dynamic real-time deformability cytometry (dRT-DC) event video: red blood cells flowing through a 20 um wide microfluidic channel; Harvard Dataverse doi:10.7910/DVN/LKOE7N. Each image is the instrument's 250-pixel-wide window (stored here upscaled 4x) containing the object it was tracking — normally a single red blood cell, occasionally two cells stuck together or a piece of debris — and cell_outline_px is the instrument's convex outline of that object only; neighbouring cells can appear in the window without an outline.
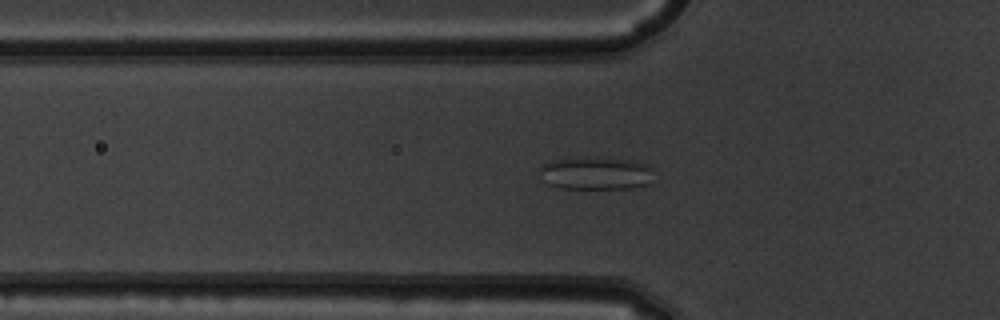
{"species": "common noctule bat (a hibernating species)", "species_latin": "Nyctalus noctula", "temperature_condition": "warm", "stored_images_in_passage": 34, "camera_frame_rate_fps": 3000, "um_per_image_px": 0.085, "animal": {"sex": "male", "body_mass_g": 19.5, "forearm_length_mm": 54.6}, "frame": {"image": 1, "passage_image": 2, "time_ms": 0.333, "image_size_px": [1000, 320], "cell_outline_px": [[652, 184], [632, 188], [560, 188], [548, 184], [544, 180], [540, 172], [540, 168], [544, 164], [552, 160], [588, 156], [596, 156], [632, 160], [648, 164], [652, 168]], "centroid_in_image_um": [50.7, 14.71], "position_along_channel_um": 75.1, "area_um2": 22.25}}
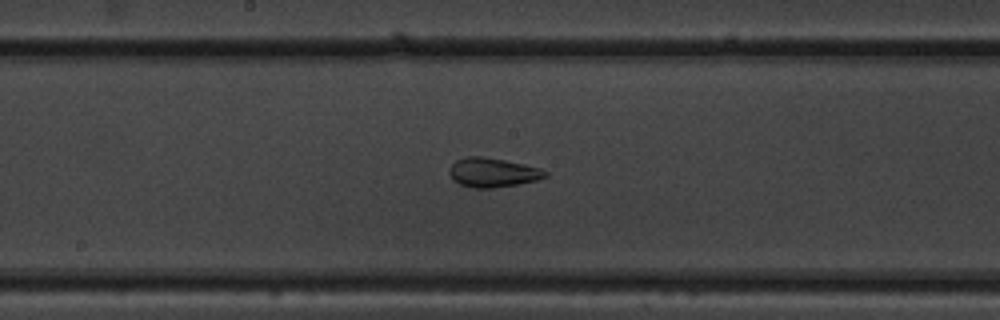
{"frame": {"image": 2, "passage_image": 12, "time_ms": 3.667, "image_size_px": [1000, 320], "cell_outline_px": [[548, 176], [536, 180], [516, 184], [492, 188], [472, 188], [460, 184], [452, 180], [448, 172], [448, 168], [456, 160], [464, 156], [484, 156], [524, 164], [540, 168], [548, 172]], "centroid_in_image_um": [41.84, 14.65], "position_along_channel_um": 206.4, "area_um2": 16.47}}
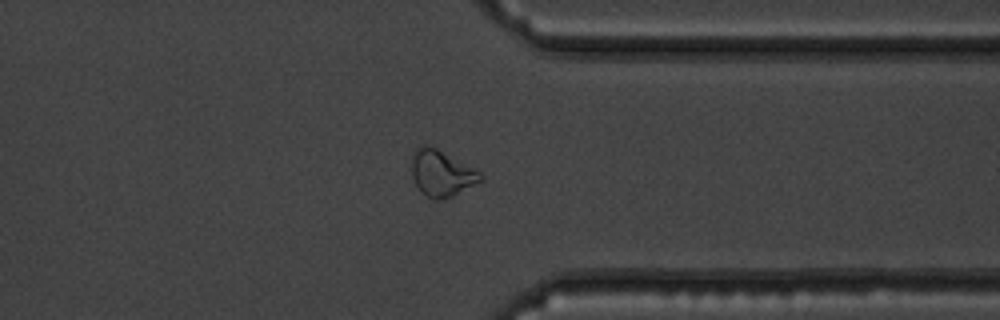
{"frame": {"image": 3, "passage_image": 25, "time_ms": 8.0, "image_size_px": [1000, 320], "cell_outline_px": [[484, 180], [452, 196], [436, 200], [432, 200], [416, 184], [412, 176], [412, 156], [416, 148], [424, 144], [428, 144], [436, 148], [480, 172], [484, 176]], "centroid_in_image_um": [37.54, 14.72], "position_along_channel_um": 373.9, "area_um2": 18.21}, "authors_computed_cell_mechanics": {"area_um2": 16.762, "velocity_mm_per_s": 3.9167, "shape_relaxation_time_tau1_ms": null, "shape_relaxation_time_tau2_ms": 2.766, "deformation_change_tau1": null, "deformation_change_tau2": 0.1106}}